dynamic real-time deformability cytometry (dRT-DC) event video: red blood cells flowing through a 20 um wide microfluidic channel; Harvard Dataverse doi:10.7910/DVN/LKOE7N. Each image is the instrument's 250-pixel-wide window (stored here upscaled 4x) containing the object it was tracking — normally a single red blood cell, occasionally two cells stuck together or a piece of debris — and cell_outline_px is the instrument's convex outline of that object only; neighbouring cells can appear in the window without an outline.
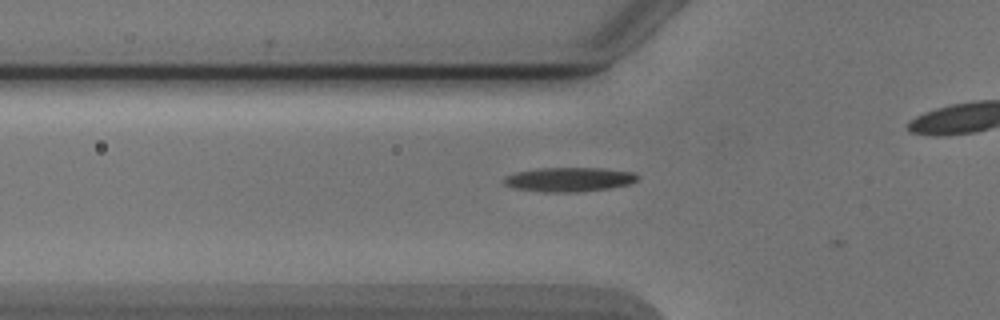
{"species": "Egyptian fruit bat (a non-hibernating species)", "species_latin": "Rousettus aegyptiacus", "temperature_condition": "cold", "stored_images_in_passage": 4, "camera_frame_rate_fps": 3000, "um_per_image_px": 0.085, "animal": {"sex": "male"}, "frame": {"image": 1, "passage_image": 3, "time_ms": 0.667, "image_size_px": [1000, 320], "cell_outline_px": [[640, 176], [636, 180], [628, 184], [612, 188], [576, 192], [544, 192], [512, 188], [504, 184], [504, 176], [516, 172], [540, 168], [600, 168], [632, 172]], "centroid_in_image_um": [48.35, 15.26], "position_along_channel_um": 77.5, "area_um2": 18.9}}